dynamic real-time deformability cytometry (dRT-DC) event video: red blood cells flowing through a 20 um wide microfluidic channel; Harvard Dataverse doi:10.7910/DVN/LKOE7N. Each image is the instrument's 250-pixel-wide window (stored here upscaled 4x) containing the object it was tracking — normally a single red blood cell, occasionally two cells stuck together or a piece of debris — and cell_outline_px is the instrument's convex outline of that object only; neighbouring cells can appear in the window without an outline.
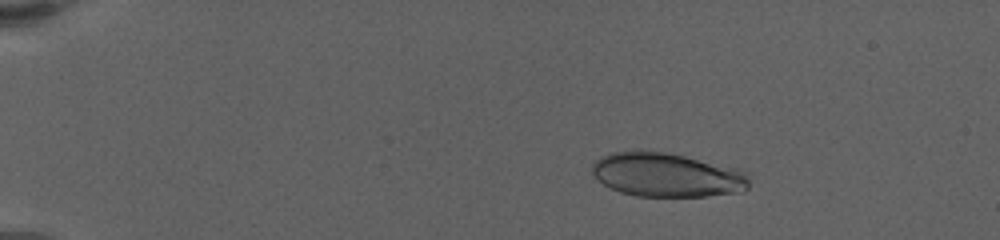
{"species": "human", "species_latin": "Homo sapiens", "temperature_condition": "warm", "stored_images_in_passage": 11, "camera_frame_rate_fps": 3000, "um_per_image_px": 0.085, "donor": {"sex": "female"}, "frame": {"image": 1, "passage_image": 1, "time_ms": 0.0, "image_size_px": [1000, 240], "cell_outline_px": [[748, 188], [740, 192], [708, 196], [636, 196], [620, 192], [604, 184], [592, 172], [592, 164], [600, 156], [612, 152], [664, 152], [684, 156], [736, 168], [748, 172]], "centroid_in_image_um": [56.71, 14.88], "position_along_channel_um": 28.3, "area_um2": 39.82}}
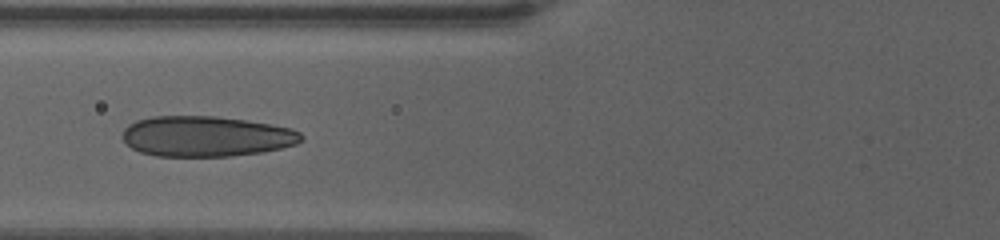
{"frame": {"image": 2, "passage_image": 8, "time_ms": 5.333, "image_size_px": [1000, 240], "cell_outline_px": [[304, 140], [296, 144], [280, 148], [260, 152], [232, 156], [156, 156], [140, 152], [132, 148], [120, 136], [124, 128], [128, 124], [136, 120], [152, 116], [216, 116], [272, 124], [292, 128], [300, 132], [304, 136]], "centroid_in_image_um": [17.51, 11.58], "position_along_channel_um": 108.3, "area_um2": 42.43}}
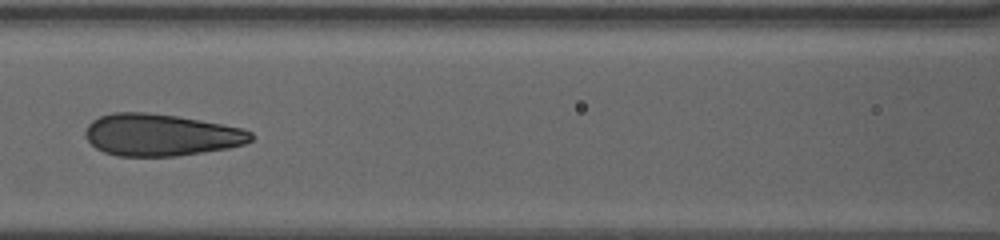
{"frame": {"image": 3, "passage_image": 10, "time_ms": 6.667, "image_size_px": [1000, 240], "cell_outline_px": [[252, 140], [244, 144], [228, 148], [176, 156], [116, 156], [104, 152], [96, 148], [88, 140], [84, 132], [88, 124], [92, 120], [100, 116], [112, 112], [144, 112], [176, 116], [200, 120], [240, 128], [252, 132]], "centroid_in_image_um": [13.63, 11.47], "position_along_channel_um": 153.0, "area_um2": 40.34}}